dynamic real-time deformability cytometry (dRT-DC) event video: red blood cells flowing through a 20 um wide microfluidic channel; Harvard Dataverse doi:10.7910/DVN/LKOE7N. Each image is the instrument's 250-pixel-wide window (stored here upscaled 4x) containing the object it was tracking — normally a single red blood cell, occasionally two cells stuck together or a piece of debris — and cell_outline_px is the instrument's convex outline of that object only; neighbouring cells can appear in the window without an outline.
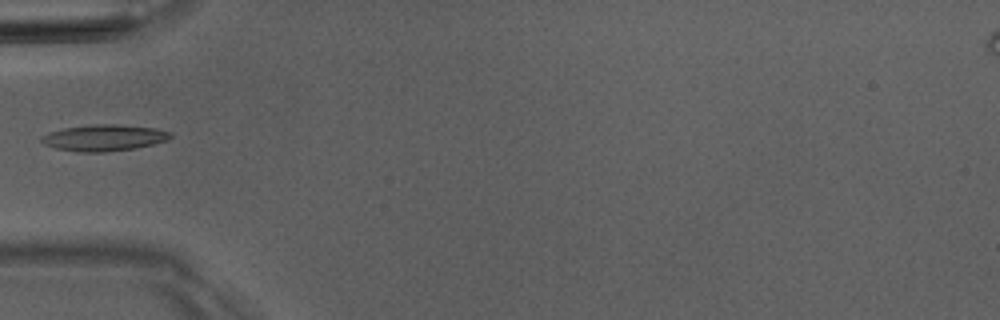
{"species": "Egyptian fruit bat (a non-hibernating species)", "species_latin": "Rousettus aegyptiacus", "temperature_condition": "room temperature", "stored_images_in_passage": 1, "camera_frame_rate_fps": 3000, "um_per_image_px": 0.085, "animal": {"sex": "male"}, "frame": {"image": 1, "passage_image": 1, "time_ms": 0.0, "image_size_px": [1000, 320], "cell_outline_px": [[172, 136], [168, 140], [152, 144], [132, 148], [104, 152], [76, 152], [56, 148], [44, 144], [40, 140], [40, 136], [64, 128], [96, 124], [116, 124], [156, 128], [172, 132]], "centroid_in_image_um": [8.85, 11.71], "position_along_channel_um": 76.2, "area_um2": 19.65}}